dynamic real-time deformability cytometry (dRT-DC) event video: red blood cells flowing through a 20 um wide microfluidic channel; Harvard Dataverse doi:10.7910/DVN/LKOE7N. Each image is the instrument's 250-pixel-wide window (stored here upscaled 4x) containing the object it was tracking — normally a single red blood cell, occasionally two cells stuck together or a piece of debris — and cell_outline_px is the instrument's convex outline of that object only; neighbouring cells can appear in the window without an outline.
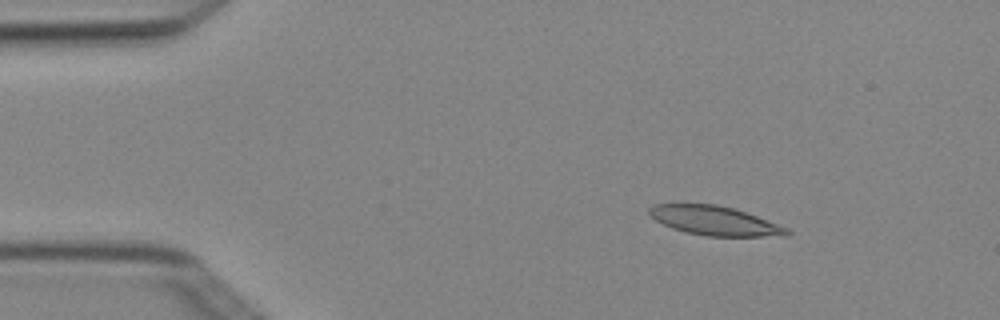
{"species": "Egyptian fruit bat (a non-hibernating species)", "species_latin": "Rousettus aegyptiacus", "temperature_condition": "cold", "stored_images_in_passage": 7, "camera_frame_rate_fps": 3000, "um_per_image_px": 0.085, "animal": {"sex": "female"}, "frame": {"image": 1, "passage_image": 2, "time_ms": 0.333, "image_size_px": [1000, 320], "cell_outline_px": [[792, 232], [788, 236], [704, 236], [684, 232], [672, 228], [656, 220], [648, 212], [648, 208], [656, 204], [716, 204], [732, 208], [756, 216], [788, 228]], "centroid_in_image_um": [60.76, 18.77], "position_along_channel_um": 24.2, "area_um2": 23.24}}
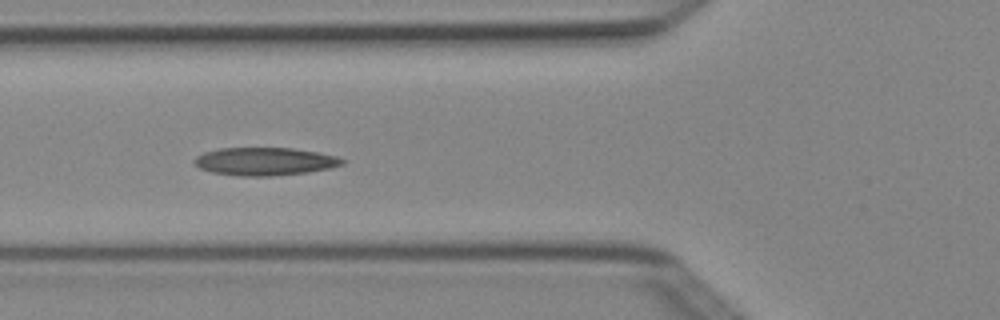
{"frame": {"image": 2, "passage_image": 5, "time_ms": 1.333, "image_size_px": [1000, 320], "cell_outline_px": [[348, 160], [344, 164], [328, 168], [308, 172], [272, 176], [236, 176], [212, 172], [200, 168], [192, 160], [196, 156], [204, 152], [220, 148], [292, 148], [316, 152], [336, 156]], "centroid_in_image_um": [22.5, 13.72], "position_along_channel_um": 103.3, "area_um2": 24.1}}
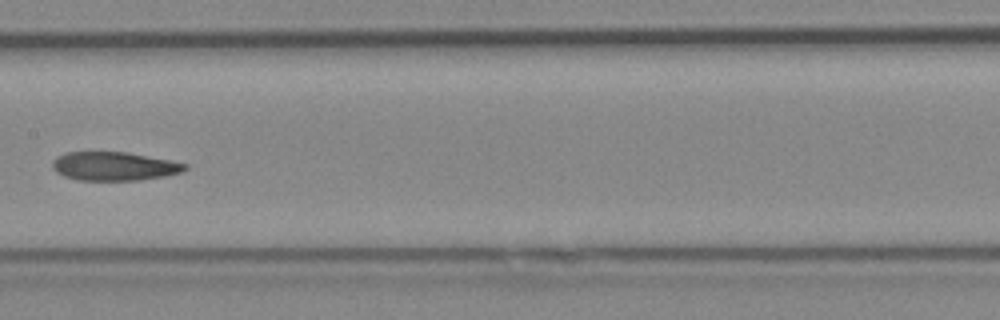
{"frame": {"image": 3, "passage_image": 7, "time_ms": 2.0, "image_size_px": [1000, 320], "cell_outline_px": [[188, 168], [184, 172], [164, 176], [140, 180], [76, 180], [64, 176], [56, 172], [52, 168], [52, 160], [56, 156], [68, 152], [128, 152], [188, 164]], "centroid_in_image_um": [9.69, 14.13], "position_along_channel_um": 197.7, "area_um2": 22.25}}